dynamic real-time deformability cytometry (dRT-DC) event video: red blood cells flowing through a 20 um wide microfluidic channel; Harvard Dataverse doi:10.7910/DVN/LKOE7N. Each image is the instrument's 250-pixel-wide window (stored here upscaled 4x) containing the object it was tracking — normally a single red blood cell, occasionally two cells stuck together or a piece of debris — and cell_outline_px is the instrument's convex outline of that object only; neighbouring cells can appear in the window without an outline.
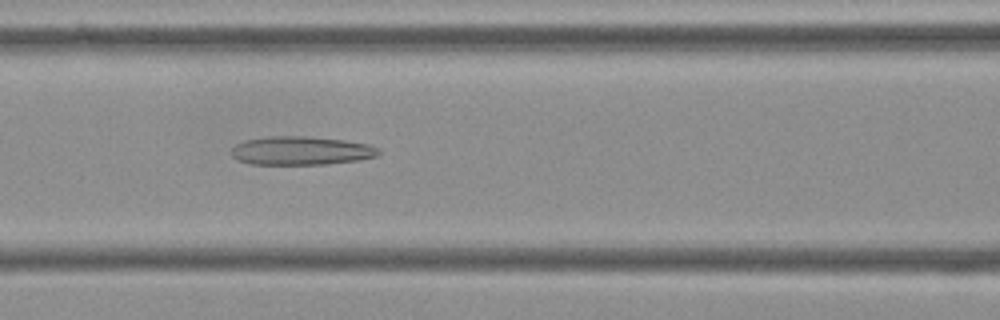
{"species": "Egyptian fruit bat (a non-hibernating species)", "species_latin": "Rousettus aegyptiacus", "temperature_condition": "cold", "stored_images_in_passage": 50, "camera_frame_rate_fps": 3000, "um_per_image_px": 0.085, "frame": {"image": 1, "passage_image": 18, "time_ms": 5.667, "image_size_px": [1000, 320], "cell_outline_px": [[380, 152], [376, 156], [360, 160], [328, 164], [252, 164], [236, 160], [232, 156], [232, 148], [236, 144], [244, 140], [264, 136], [308, 136], [344, 140], [368, 144], [380, 148]], "centroid_in_image_um": [25.59, 12.8], "position_along_channel_um": 141.0, "area_um2": 24.74}}
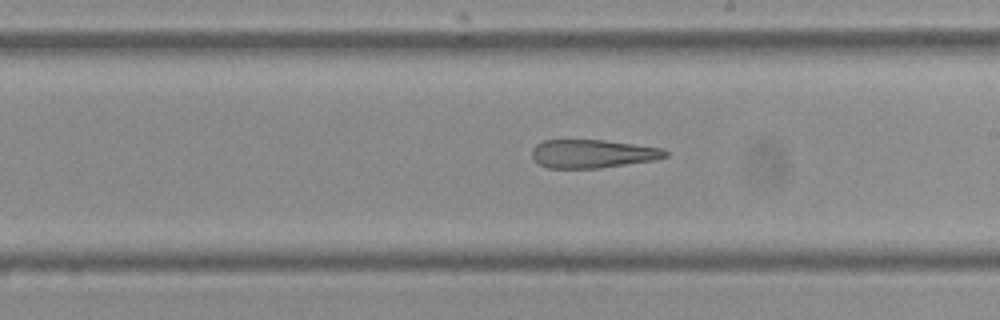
{"frame": {"image": 2, "passage_image": 26, "time_ms": 8.333, "image_size_px": [1000, 320], "cell_outline_px": [[668, 156], [656, 160], [600, 168], [548, 168], [540, 164], [532, 156], [532, 148], [536, 144], [544, 140], [604, 140], [664, 148], [668, 152]], "centroid_in_image_um": [50.41, 13.07], "position_along_channel_um": 238.6, "area_um2": 22.14}}
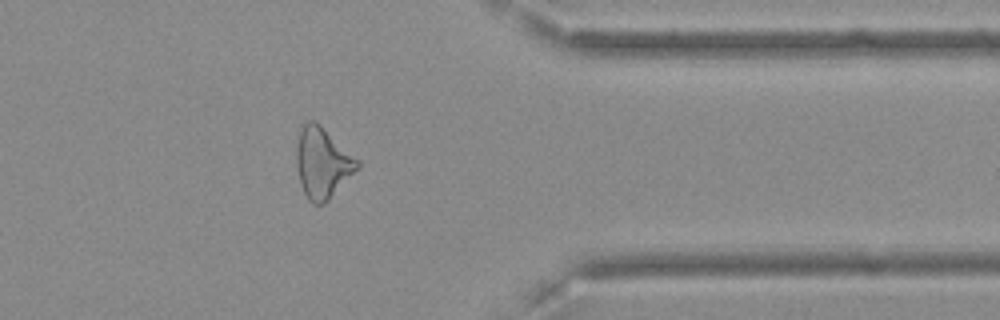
{"frame": {"image": 3, "passage_image": 39, "time_ms": 12.667, "image_size_px": [1000, 320], "cell_outline_px": [[360, 168], [324, 204], [312, 204], [308, 200], [300, 184], [296, 164], [296, 148], [300, 132], [304, 124], [308, 120], [316, 120], [360, 160]], "centroid_in_image_um": [27.43, 13.84], "position_along_channel_um": 384.0, "area_um2": 25.32}}